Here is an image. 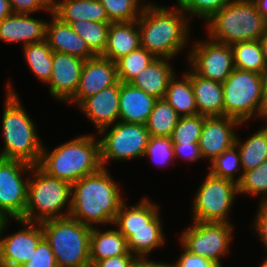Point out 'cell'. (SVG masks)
<instances>
[{
    "label": "cell",
    "instance_id": "45",
    "mask_svg": "<svg viewBox=\"0 0 267 267\" xmlns=\"http://www.w3.org/2000/svg\"><path fill=\"white\" fill-rule=\"evenodd\" d=\"M174 156L184 158L183 160L195 162L198 159H203L199 143L193 144H173Z\"/></svg>",
    "mask_w": 267,
    "mask_h": 267
},
{
    "label": "cell",
    "instance_id": "25",
    "mask_svg": "<svg viewBox=\"0 0 267 267\" xmlns=\"http://www.w3.org/2000/svg\"><path fill=\"white\" fill-rule=\"evenodd\" d=\"M52 10L57 18L67 24L78 20L110 22L99 0H53Z\"/></svg>",
    "mask_w": 267,
    "mask_h": 267
},
{
    "label": "cell",
    "instance_id": "37",
    "mask_svg": "<svg viewBox=\"0 0 267 267\" xmlns=\"http://www.w3.org/2000/svg\"><path fill=\"white\" fill-rule=\"evenodd\" d=\"M239 178L238 191L240 195H262L259 201L267 200V161L254 169L243 172Z\"/></svg>",
    "mask_w": 267,
    "mask_h": 267
},
{
    "label": "cell",
    "instance_id": "12",
    "mask_svg": "<svg viewBox=\"0 0 267 267\" xmlns=\"http://www.w3.org/2000/svg\"><path fill=\"white\" fill-rule=\"evenodd\" d=\"M234 226L228 222H194L181 233V246L190 253L221 264L229 253Z\"/></svg>",
    "mask_w": 267,
    "mask_h": 267
},
{
    "label": "cell",
    "instance_id": "34",
    "mask_svg": "<svg viewBox=\"0 0 267 267\" xmlns=\"http://www.w3.org/2000/svg\"><path fill=\"white\" fill-rule=\"evenodd\" d=\"M111 23L137 20L147 5L142 0H99ZM141 2V3H140ZM143 3V4H142Z\"/></svg>",
    "mask_w": 267,
    "mask_h": 267
},
{
    "label": "cell",
    "instance_id": "18",
    "mask_svg": "<svg viewBox=\"0 0 267 267\" xmlns=\"http://www.w3.org/2000/svg\"><path fill=\"white\" fill-rule=\"evenodd\" d=\"M85 60L62 52H53L52 73L49 82L50 96L68 101L75 95Z\"/></svg>",
    "mask_w": 267,
    "mask_h": 267
},
{
    "label": "cell",
    "instance_id": "49",
    "mask_svg": "<svg viewBox=\"0 0 267 267\" xmlns=\"http://www.w3.org/2000/svg\"><path fill=\"white\" fill-rule=\"evenodd\" d=\"M256 5L258 12L267 21V0H252Z\"/></svg>",
    "mask_w": 267,
    "mask_h": 267
},
{
    "label": "cell",
    "instance_id": "32",
    "mask_svg": "<svg viewBox=\"0 0 267 267\" xmlns=\"http://www.w3.org/2000/svg\"><path fill=\"white\" fill-rule=\"evenodd\" d=\"M234 52V67L261 73L266 65L259 40L242 41L231 45Z\"/></svg>",
    "mask_w": 267,
    "mask_h": 267
},
{
    "label": "cell",
    "instance_id": "47",
    "mask_svg": "<svg viewBox=\"0 0 267 267\" xmlns=\"http://www.w3.org/2000/svg\"><path fill=\"white\" fill-rule=\"evenodd\" d=\"M132 267H172L171 263L152 261L150 258L137 259Z\"/></svg>",
    "mask_w": 267,
    "mask_h": 267
},
{
    "label": "cell",
    "instance_id": "40",
    "mask_svg": "<svg viewBox=\"0 0 267 267\" xmlns=\"http://www.w3.org/2000/svg\"><path fill=\"white\" fill-rule=\"evenodd\" d=\"M150 157L156 165H169L175 160L171 137L150 136L144 157ZM168 163V164H167Z\"/></svg>",
    "mask_w": 267,
    "mask_h": 267
},
{
    "label": "cell",
    "instance_id": "11",
    "mask_svg": "<svg viewBox=\"0 0 267 267\" xmlns=\"http://www.w3.org/2000/svg\"><path fill=\"white\" fill-rule=\"evenodd\" d=\"M108 130L109 128H104L98 132L102 136L98 140L103 168H106L105 164L110 163V160L144 158L150 138L146 125L118 121Z\"/></svg>",
    "mask_w": 267,
    "mask_h": 267
},
{
    "label": "cell",
    "instance_id": "22",
    "mask_svg": "<svg viewBox=\"0 0 267 267\" xmlns=\"http://www.w3.org/2000/svg\"><path fill=\"white\" fill-rule=\"evenodd\" d=\"M156 100L130 83L120 82L119 121L146 125Z\"/></svg>",
    "mask_w": 267,
    "mask_h": 267
},
{
    "label": "cell",
    "instance_id": "4",
    "mask_svg": "<svg viewBox=\"0 0 267 267\" xmlns=\"http://www.w3.org/2000/svg\"><path fill=\"white\" fill-rule=\"evenodd\" d=\"M6 92L2 115L4 147L0 151V158L38 165L43 143L36 132V125L19 101L11 83L7 85Z\"/></svg>",
    "mask_w": 267,
    "mask_h": 267
},
{
    "label": "cell",
    "instance_id": "44",
    "mask_svg": "<svg viewBox=\"0 0 267 267\" xmlns=\"http://www.w3.org/2000/svg\"><path fill=\"white\" fill-rule=\"evenodd\" d=\"M258 211L255 215L254 223L251 227H254V230H257L259 238H261L262 244L267 250V200L260 201L258 205ZM256 228V229H255Z\"/></svg>",
    "mask_w": 267,
    "mask_h": 267
},
{
    "label": "cell",
    "instance_id": "26",
    "mask_svg": "<svg viewBox=\"0 0 267 267\" xmlns=\"http://www.w3.org/2000/svg\"><path fill=\"white\" fill-rule=\"evenodd\" d=\"M191 83L198 114L207 117L224 116L222 83L204 78L191 70Z\"/></svg>",
    "mask_w": 267,
    "mask_h": 267
},
{
    "label": "cell",
    "instance_id": "14",
    "mask_svg": "<svg viewBox=\"0 0 267 267\" xmlns=\"http://www.w3.org/2000/svg\"><path fill=\"white\" fill-rule=\"evenodd\" d=\"M187 53L190 68L199 76L223 83L232 73L234 52L231 45L211 40L196 41Z\"/></svg>",
    "mask_w": 267,
    "mask_h": 267
},
{
    "label": "cell",
    "instance_id": "27",
    "mask_svg": "<svg viewBox=\"0 0 267 267\" xmlns=\"http://www.w3.org/2000/svg\"><path fill=\"white\" fill-rule=\"evenodd\" d=\"M90 263L91 266L99 261L117 255L132 254L126 238L116 229L102 231L99 227H92L90 235Z\"/></svg>",
    "mask_w": 267,
    "mask_h": 267
},
{
    "label": "cell",
    "instance_id": "21",
    "mask_svg": "<svg viewBox=\"0 0 267 267\" xmlns=\"http://www.w3.org/2000/svg\"><path fill=\"white\" fill-rule=\"evenodd\" d=\"M51 16L46 25L45 40L53 52L67 53L83 60L96 56L70 24L62 22L53 13Z\"/></svg>",
    "mask_w": 267,
    "mask_h": 267
},
{
    "label": "cell",
    "instance_id": "33",
    "mask_svg": "<svg viewBox=\"0 0 267 267\" xmlns=\"http://www.w3.org/2000/svg\"><path fill=\"white\" fill-rule=\"evenodd\" d=\"M110 23L78 20L70 25L95 55H102L107 45Z\"/></svg>",
    "mask_w": 267,
    "mask_h": 267
},
{
    "label": "cell",
    "instance_id": "38",
    "mask_svg": "<svg viewBox=\"0 0 267 267\" xmlns=\"http://www.w3.org/2000/svg\"><path fill=\"white\" fill-rule=\"evenodd\" d=\"M206 117L200 114L180 117L171 135L173 144L199 143Z\"/></svg>",
    "mask_w": 267,
    "mask_h": 267
},
{
    "label": "cell",
    "instance_id": "8",
    "mask_svg": "<svg viewBox=\"0 0 267 267\" xmlns=\"http://www.w3.org/2000/svg\"><path fill=\"white\" fill-rule=\"evenodd\" d=\"M57 267H91L90 235L92 227L68 216L40 223Z\"/></svg>",
    "mask_w": 267,
    "mask_h": 267
},
{
    "label": "cell",
    "instance_id": "31",
    "mask_svg": "<svg viewBox=\"0 0 267 267\" xmlns=\"http://www.w3.org/2000/svg\"><path fill=\"white\" fill-rule=\"evenodd\" d=\"M180 116L163 98L157 99L146 123L150 136L171 137Z\"/></svg>",
    "mask_w": 267,
    "mask_h": 267
},
{
    "label": "cell",
    "instance_id": "20",
    "mask_svg": "<svg viewBox=\"0 0 267 267\" xmlns=\"http://www.w3.org/2000/svg\"><path fill=\"white\" fill-rule=\"evenodd\" d=\"M12 13L0 22V40L22 42V46L45 40L47 22L30 16Z\"/></svg>",
    "mask_w": 267,
    "mask_h": 267
},
{
    "label": "cell",
    "instance_id": "41",
    "mask_svg": "<svg viewBox=\"0 0 267 267\" xmlns=\"http://www.w3.org/2000/svg\"><path fill=\"white\" fill-rule=\"evenodd\" d=\"M31 258L29 262L20 264L18 267H57L54 253L44 237L38 243Z\"/></svg>",
    "mask_w": 267,
    "mask_h": 267
},
{
    "label": "cell",
    "instance_id": "19",
    "mask_svg": "<svg viewBox=\"0 0 267 267\" xmlns=\"http://www.w3.org/2000/svg\"><path fill=\"white\" fill-rule=\"evenodd\" d=\"M77 107L92 121L98 132L104 128H110L119 121L120 81L85 98Z\"/></svg>",
    "mask_w": 267,
    "mask_h": 267
},
{
    "label": "cell",
    "instance_id": "10",
    "mask_svg": "<svg viewBox=\"0 0 267 267\" xmlns=\"http://www.w3.org/2000/svg\"><path fill=\"white\" fill-rule=\"evenodd\" d=\"M239 195L238 184L207 173L193 201V222H230L228 214Z\"/></svg>",
    "mask_w": 267,
    "mask_h": 267
},
{
    "label": "cell",
    "instance_id": "15",
    "mask_svg": "<svg viewBox=\"0 0 267 267\" xmlns=\"http://www.w3.org/2000/svg\"><path fill=\"white\" fill-rule=\"evenodd\" d=\"M23 229L10 235H1L7 230L9 219H3L0 224V262L9 267H18L29 262L44 233L40 223L16 219ZM36 224V225H35ZM3 238H2V237Z\"/></svg>",
    "mask_w": 267,
    "mask_h": 267
},
{
    "label": "cell",
    "instance_id": "52",
    "mask_svg": "<svg viewBox=\"0 0 267 267\" xmlns=\"http://www.w3.org/2000/svg\"><path fill=\"white\" fill-rule=\"evenodd\" d=\"M260 267H267V258L261 263Z\"/></svg>",
    "mask_w": 267,
    "mask_h": 267
},
{
    "label": "cell",
    "instance_id": "46",
    "mask_svg": "<svg viewBox=\"0 0 267 267\" xmlns=\"http://www.w3.org/2000/svg\"><path fill=\"white\" fill-rule=\"evenodd\" d=\"M137 259L133 254L117 255L108 259L99 260L91 267H132Z\"/></svg>",
    "mask_w": 267,
    "mask_h": 267
},
{
    "label": "cell",
    "instance_id": "13",
    "mask_svg": "<svg viewBox=\"0 0 267 267\" xmlns=\"http://www.w3.org/2000/svg\"><path fill=\"white\" fill-rule=\"evenodd\" d=\"M31 164L20 160L0 158V217L2 219H21L27 207L29 176ZM11 218V219H10Z\"/></svg>",
    "mask_w": 267,
    "mask_h": 267
},
{
    "label": "cell",
    "instance_id": "28",
    "mask_svg": "<svg viewBox=\"0 0 267 267\" xmlns=\"http://www.w3.org/2000/svg\"><path fill=\"white\" fill-rule=\"evenodd\" d=\"M176 76L175 73L169 81L164 99L180 117L197 115L198 107L191 83V70L184 72L180 80Z\"/></svg>",
    "mask_w": 267,
    "mask_h": 267
},
{
    "label": "cell",
    "instance_id": "43",
    "mask_svg": "<svg viewBox=\"0 0 267 267\" xmlns=\"http://www.w3.org/2000/svg\"><path fill=\"white\" fill-rule=\"evenodd\" d=\"M183 249V253L180 255V258H178L176 263H171L172 267H222L217 262H213L200 255L190 253L184 247Z\"/></svg>",
    "mask_w": 267,
    "mask_h": 267
},
{
    "label": "cell",
    "instance_id": "6",
    "mask_svg": "<svg viewBox=\"0 0 267 267\" xmlns=\"http://www.w3.org/2000/svg\"><path fill=\"white\" fill-rule=\"evenodd\" d=\"M206 22L209 38L228 45L259 40L267 30V21L252 0H235Z\"/></svg>",
    "mask_w": 267,
    "mask_h": 267
},
{
    "label": "cell",
    "instance_id": "42",
    "mask_svg": "<svg viewBox=\"0 0 267 267\" xmlns=\"http://www.w3.org/2000/svg\"><path fill=\"white\" fill-rule=\"evenodd\" d=\"M10 2L13 13L32 14L40 11L53 13V0H8Z\"/></svg>",
    "mask_w": 267,
    "mask_h": 267
},
{
    "label": "cell",
    "instance_id": "23",
    "mask_svg": "<svg viewBox=\"0 0 267 267\" xmlns=\"http://www.w3.org/2000/svg\"><path fill=\"white\" fill-rule=\"evenodd\" d=\"M141 47V34L137 20L131 22L110 23L107 45L101 55L116 62Z\"/></svg>",
    "mask_w": 267,
    "mask_h": 267
},
{
    "label": "cell",
    "instance_id": "35",
    "mask_svg": "<svg viewBox=\"0 0 267 267\" xmlns=\"http://www.w3.org/2000/svg\"><path fill=\"white\" fill-rule=\"evenodd\" d=\"M155 59L145 48L132 51L116 61L120 82L130 83L142 69H145Z\"/></svg>",
    "mask_w": 267,
    "mask_h": 267
},
{
    "label": "cell",
    "instance_id": "2",
    "mask_svg": "<svg viewBox=\"0 0 267 267\" xmlns=\"http://www.w3.org/2000/svg\"><path fill=\"white\" fill-rule=\"evenodd\" d=\"M169 8L147 2L137 19L141 47L155 58L173 59L189 42L191 18L178 5Z\"/></svg>",
    "mask_w": 267,
    "mask_h": 267
},
{
    "label": "cell",
    "instance_id": "9",
    "mask_svg": "<svg viewBox=\"0 0 267 267\" xmlns=\"http://www.w3.org/2000/svg\"><path fill=\"white\" fill-rule=\"evenodd\" d=\"M222 86L224 116L241 123L254 117L267 120V102L259 73L234 68Z\"/></svg>",
    "mask_w": 267,
    "mask_h": 267
},
{
    "label": "cell",
    "instance_id": "7",
    "mask_svg": "<svg viewBox=\"0 0 267 267\" xmlns=\"http://www.w3.org/2000/svg\"><path fill=\"white\" fill-rule=\"evenodd\" d=\"M30 172L34 174H30L28 180L27 207L21 219L41 223L68 217L71 209V184L47 175L37 165L32 166Z\"/></svg>",
    "mask_w": 267,
    "mask_h": 267
},
{
    "label": "cell",
    "instance_id": "53",
    "mask_svg": "<svg viewBox=\"0 0 267 267\" xmlns=\"http://www.w3.org/2000/svg\"><path fill=\"white\" fill-rule=\"evenodd\" d=\"M0 267H9V266L3 262H0Z\"/></svg>",
    "mask_w": 267,
    "mask_h": 267
},
{
    "label": "cell",
    "instance_id": "3",
    "mask_svg": "<svg viewBox=\"0 0 267 267\" xmlns=\"http://www.w3.org/2000/svg\"><path fill=\"white\" fill-rule=\"evenodd\" d=\"M94 135H80L48 152L43 144L38 167L47 175L71 185L102 168L99 140Z\"/></svg>",
    "mask_w": 267,
    "mask_h": 267
},
{
    "label": "cell",
    "instance_id": "36",
    "mask_svg": "<svg viewBox=\"0 0 267 267\" xmlns=\"http://www.w3.org/2000/svg\"><path fill=\"white\" fill-rule=\"evenodd\" d=\"M210 164L211 165L208 166V168H210L209 173L211 175L234 181L237 184L240 182V178L235 177L237 176V172L243 174L239 149L236 145L228 150H225L221 155L211 161Z\"/></svg>",
    "mask_w": 267,
    "mask_h": 267
},
{
    "label": "cell",
    "instance_id": "5",
    "mask_svg": "<svg viewBox=\"0 0 267 267\" xmlns=\"http://www.w3.org/2000/svg\"><path fill=\"white\" fill-rule=\"evenodd\" d=\"M126 203H122L112 226H117L126 238L133 255L138 259L149 258V253L166 243L159 208L147 197L132 206Z\"/></svg>",
    "mask_w": 267,
    "mask_h": 267
},
{
    "label": "cell",
    "instance_id": "24",
    "mask_svg": "<svg viewBox=\"0 0 267 267\" xmlns=\"http://www.w3.org/2000/svg\"><path fill=\"white\" fill-rule=\"evenodd\" d=\"M169 58H155L147 68L142 69L130 82L156 99H163L169 81L175 75Z\"/></svg>",
    "mask_w": 267,
    "mask_h": 267
},
{
    "label": "cell",
    "instance_id": "16",
    "mask_svg": "<svg viewBox=\"0 0 267 267\" xmlns=\"http://www.w3.org/2000/svg\"><path fill=\"white\" fill-rule=\"evenodd\" d=\"M119 82L116 62L101 55L84 62L75 95L68 101L78 106L85 98Z\"/></svg>",
    "mask_w": 267,
    "mask_h": 267
},
{
    "label": "cell",
    "instance_id": "50",
    "mask_svg": "<svg viewBox=\"0 0 267 267\" xmlns=\"http://www.w3.org/2000/svg\"><path fill=\"white\" fill-rule=\"evenodd\" d=\"M262 80V91L265 101L267 102V64L265 65L263 71L260 73Z\"/></svg>",
    "mask_w": 267,
    "mask_h": 267
},
{
    "label": "cell",
    "instance_id": "51",
    "mask_svg": "<svg viewBox=\"0 0 267 267\" xmlns=\"http://www.w3.org/2000/svg\"><path fill=\"white\" fill-rule=\"evenodd\" d=\"M259 41H260L261 46H262V51H263L265 63L267 64V30L261 36V38L259 39Z\"/></svg>",
    "mask_w": 267,
    "mask_h": 267
},
{
    "label": "cell",
    "instance_id": "17",
    "mask_svg": "<svg viewBox=\"0 0 267 267\" xmlns=\"http://www.w3.org/2000/svg\"><path fill=\"white\" fill-rule=\"evenodd\" d=\"M241 124L244 123L226 116L206 117L199 138L203 158L210 159L211 162L225 150L233 147L237 137L234 128Z\"/></svg>",
    "mask_w": 267,
    "mask_h": 267
},
{
    "label": "cell",
    "instance_id": "30",
    "mask_svg": "<svg viewBox=\"0 0 267 267\" xmlns=\"http://www.w3.org/2000/svg\"><path fill=\"white\" fill-rule=\"evenodd\" d=\"M24 47V48H23ZM25 61L34 76L47 84L52 73L53 51L46 40L22 46Z\"/></svg>",
    "mask_w": 267,
    "mask_h": 267
},
{
    "label": "cell",
    "instance_id": "1",
    "mask_svg": "<svg viewBox=\"0 0 267 267\" xmlns=\"http://www.w3.org/2000/svg\"><path fill=\"white\" fill-rule=\"evenodd\" d=\"M107 167L85 176L71 185L70 217L95 227L113 224L123 200L120 187Z\"/></svg>",
    "mask_w": 267,
    "mask_h": 267
},
{
    "label": "cell",
    "instance_id": "29",
    "mask_svg": "<svg viewBox=\"0 0 267 267\" xmlns=\"http://www.w3.org/2000/svg\"><path fill=\"white\" fill-rule=\"evenodd\" d=\"M241 143L236 137L235 145L239 149L243 172L254 169L267 161V125Z\"/></svg>",
    "mask_w": 267,
    "mask_h": 267
},
{
    "label": "cell",
    "instance_id": "48",
    "mask_svg": "<svg viewBox=\"0 0 267 267\" xmlns=\"http://www.w3.org/2000/svg\"><path fill=\"white\" fill-rule=\"evenodd\" d=\"M12 13L10 2L8 0H0V22Z\"/></svg>",
    "mask_w": 267,
    "mask_h": 267
},
{
    "label": "cell",
    "instance_id": "39",
    "mask_svg": "<svg viewBox=\"0 0 267 267\" xmlns=\"http://www.w3.org/2000/svg\"><path fill=\"white\" fill-rule=\"evenodd\" d=\"M235 0H177L178 5L189 17L198 16L208 21L215 13Z\"/></svg>",
    "mask_w": 267,
    "mask_h": 267
}]
</instances>
